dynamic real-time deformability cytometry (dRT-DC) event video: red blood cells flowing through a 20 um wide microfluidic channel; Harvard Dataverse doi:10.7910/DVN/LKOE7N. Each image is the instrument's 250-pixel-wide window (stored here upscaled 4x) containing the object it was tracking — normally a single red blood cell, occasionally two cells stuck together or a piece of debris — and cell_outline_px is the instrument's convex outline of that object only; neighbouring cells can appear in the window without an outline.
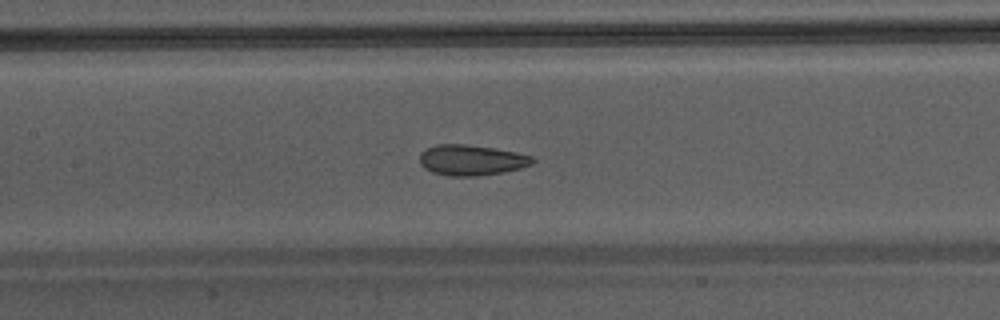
{"species": "Egyptian fruit bat (a non-hibernating species)", "species_latin": "Rousettus aegyptiacus", "temperature_condition": "warm", "stored_images_in_passage": 50, "segment_of_instrument_passage": [1, 2], "camera_frame_rate_fps": 3000, "um_per_image_px": 0.085, "animal": {"sex": "male"}, "frame": {"image": 1, "passage_image": 25, "time_ms": 8.0, "image_size_px": [1000, 320], "cell_outline_px": [[536, 160], [532, 164], [520, 168], [504, 172], [476, 176], [448, 176], [432, 172], [424, 168], [420, 164], [420, 152], [436, 144], [464, 144], [496, 148], [516, 152], [532, 156]], "centroid_in_image_um": [40.07, 13.61], "position_along_channel_um": 167.3, "area_um2": 20.23}}
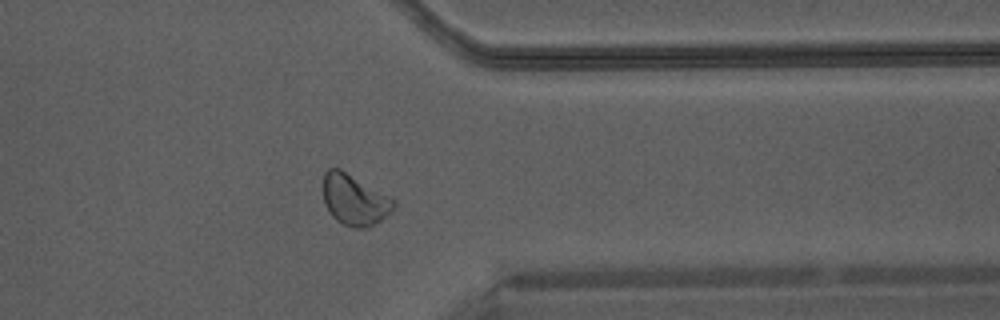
{"frame": {"image": 2, "passage_image": 40, "time_ms": 13.0, "image_size_px": [1000, 320], "cell_outline_px": [[396, 204], [380, 220], [368, 228], [356, 228], [344, 224], [336, 220], [332, 216], [324, 204], [324, 172], [328, 168], [340, 168], [396, 200]], "centroid_in_image_um": [30.11, 16.97], "position_along_channel_um": 381.3, "area_um2": 20.63}}
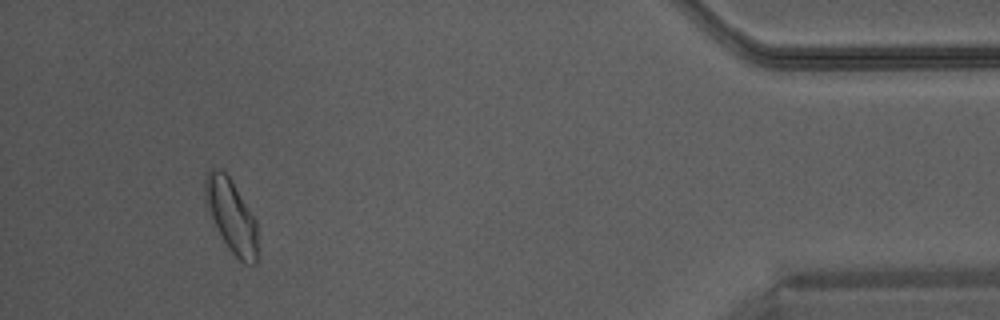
{"frame": {"image": 3, "passage_image": 46, "time_ms": 15.0, "image_size_px": [1000, 320], "cell_outline_px": [[256, 264], [244, 264], [228, 248], [208, 208], [204, 196], [204, 176], [212, 168], [220, 168], [228, 176], [256, 220]], "centroid_in_image_um": [19.65, 18.32], "position_along_channel_um": 415.6, "area_um2": 21.62}}